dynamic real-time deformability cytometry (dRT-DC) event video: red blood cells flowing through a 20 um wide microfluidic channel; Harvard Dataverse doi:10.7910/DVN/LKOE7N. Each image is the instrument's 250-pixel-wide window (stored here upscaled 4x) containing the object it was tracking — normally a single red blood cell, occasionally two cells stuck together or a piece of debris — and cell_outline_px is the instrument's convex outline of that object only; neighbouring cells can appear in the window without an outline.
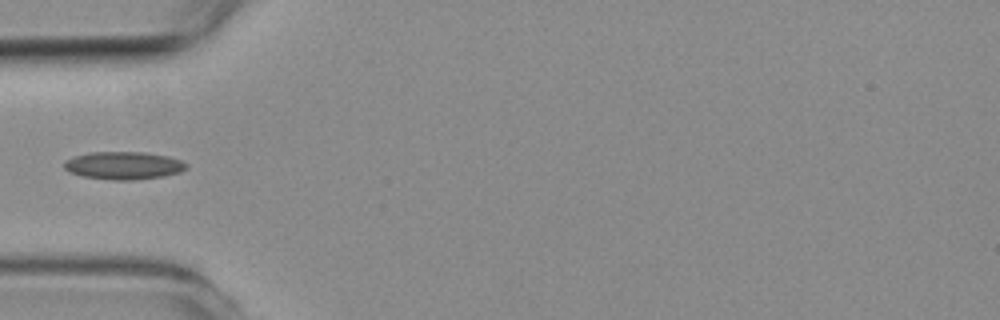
{"species": "common noctule bat (a hibernating species)", "species_latin": "Nyctalus noctula", "temperature_condition": "room temperature", "stored_images_in_passage": 4, "camera_frame_rate_fps": 3000, "um_per_image_px": 0.085, "animal": {"sex": "female", "body_mass_g": 19.3, "forearm_length_mm": 54.1}, "frame": {"image": 1, "passage_image": 3, "time_ms": 2.333, "image_size_px": [1000, 320], "cell_outline_px": [[188, 164], [180, 172], [160, 176], [132, 180], [112, 180], [84, 176], [68, 172], [64, 168], [64, 160], [76, 156], [92, 152], [144, 152], [168, 156], [180, 160]], "centroid_in_image_um": [10.47, 14.06], "position_along_channel_um": 74.5, "area_um2": 19.54}}
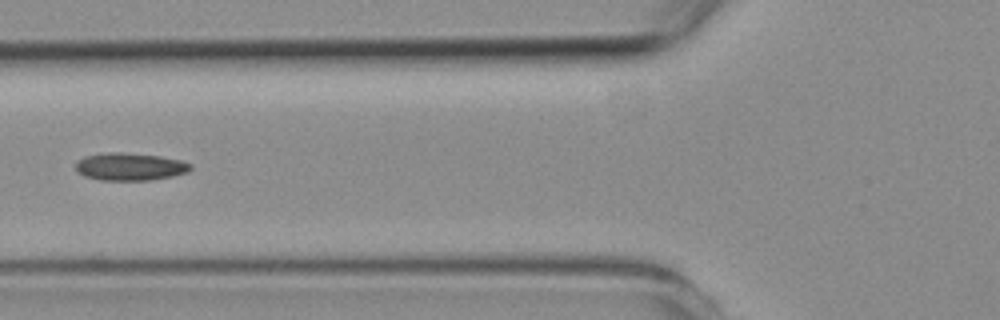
{"frame": {"image": 2, "passage_image": 4, "time_ms": 3.333, "image_size_px": [1000, 320], "cell_outline_px": [[192, 168], [188, 172], [172, 176], [152, 180], [100, 180], [84, 176], [76, 172], [76, 160], [84, 156], [108, 152], [124, 152], [160, 156], [180, 160], [192, 164]], "centroid_in_image_um": [11.03, 14.16], "position_along_channel_um": 114.8, "area_um2": 18.67}}